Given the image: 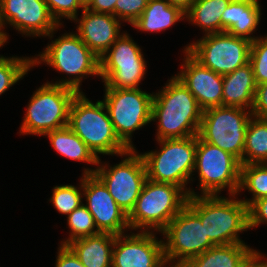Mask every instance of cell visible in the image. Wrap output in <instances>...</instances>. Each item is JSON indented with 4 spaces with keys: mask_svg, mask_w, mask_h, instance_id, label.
<instances>
[{
    "mask_svg": "<svg viewBox=\"0 0 267 267\" xmlns=\"http://www.w3.org/2000/svg\"><path fill=\"white\" fill-rule=\"evenodd\" d=\"M202 114L194 95L175 75L153 92L151 122H157L155 140L198 135Z\"/></svg>",
    "mask_w": 267,
    "mask_h": 267,
    "instance_id": "1",
    "label": "cell"
},
{
    "mask_svg": "<svg viewBox=\"0 0 267 267\" xmlns=\"http://www.w3.org/2000/svg\"><path fill=\"white\" fill-rule=\"evenodd\" d=\"M60 28L62 25L46 36L51 42L44 47L42 52L32 56L33 68L41 64L48 65L59 73L66 74L68 78H60L55 82H53L54 80L46 81L47 83L65 86L78 93H83L80 87L83 79L93 76L100 77V58L74 31L62 33L58 38H54L55 32Z\"/></svg>",
    "mask_w": 267,
    "mask_h": 267,
    "instance_id": "2",
    "label": "cell"
},
{
    "mask_svg": "<svg viewBox=\"0 0 267 267\" xmlns=\"http://www.w3.org/2000/svg\"><path fill=\"white\" fill-rule=\"evenodd\" d=\"M187 205L200 217L214 245L245 243L240 234L249 229L248 206L236 195L189 196Z\"/></svg>",
    "mask_w": 267,
    "mask_h": 267,
    "instance_id": "3",
    "label": "cell"
},
{
    "mask_svg": "<svg viewBox=\"0 0 267 267\" xmlns=\"http://www.w3.org/2000/svg\"><path fill=\"white\" fill-rule=\"evenodd\" d=\"M68 127L98 159L101 155L119 157L129 150L116 135L104 102L93 103L84 92L78 93L71 103Z\"/></svg>",
    "mask_w": 267,
    "mask_h": 267,
    "instance_id": "4",
    "label": "cell"
},
{
    "mask_svg": "<svg viewBox=\"0 0 267 267\" xmlns=\"http://www.w3.org/2000/svg\"><path fill=\"white\" fill-rule=\"evenodd\" d=\"M159 149L140 153L146 167L147 179L157 183H171L181 187L189 196H195L193 183L197 135L186 138L156 140ZM188 186V187H187Z\"/></svg>",
    "mask_w": 267,
    "mask_h": 267,
    "instance_id": "5",
    "label": "cell"
},
{
    "mask_svg": "<svg viewBox=\"0 0 267 267\" xmlns=\"http://www.w3.org/2000/svg\"><path fill=\"white\" fill-rule=\"evenodd\" d=\"M188 197L177 185L147 179L134 209L128 215L130 230L160 234L187 205Z\"/></svg>",
    "mask_w": 267,
    "mask_h": 267,
    "instance_id": "6",
    "label": "cell"
},
{
    "mask_svg": "<svg viewBox=\"0 0 267 267\" xmlns=\"http://www.w3.org/2000/svg\"><path fill=\"white\" fill-rule=\"evenodd\" d=\"M77 91L60 85L43 83L33 92L19 134L43 136L68 126L69 110Z\"/></svg>",
    "mask_w": 267,
    "mask_h": 267,
    "instance_id": "7",
    "label": "cell"
},
{
    "mask_svg": "<svg viewBox=\"0 0 267 267\" xmlns=\"http://www.w3.org/2000/svg\"><path fill=\"white\" fill-rule=\"evenodd\" d=\"M123 160L110 165L101 161L95 168H84L82 174H95L107 187L118 206L129 215L147 180L144 160L136 149L119 155ZM84 171V172H83Z\"/></svg>",
    "mask_w": 267,
    "mask_h": 267,
    "instance_id": "8",
    "label": "cell"
},
{
    "mask_svg": "<svg viewBox=\"0 0 267 267\" xmlns=\"http://www.w3.org/2000/svg\"><path fill=\"white\" fill-rule=\"evenodd\" d=\"M199 181L195 195L214 196L226 191L227 195H238L241 164L231 153L203 141L197 135V149L193 176ZM195 173V174H194Z\"/></svg>",
    "mask_w": 267,
    "mask_h": 267,
    "instance_id": "9",
    "label": "cell"
},
{
    "mask_svg": "<svg viewBox=\"0 0 267 267\" xmlns=\"http://www.w3.org/2000/svg\"><path fill=\"white\" fill-rule=\"evenodd\" d=\"M126 31L100 57V79L104 88L137 89L145 79L147 61L142 48Z\"/></svg>",
    "mask_w": 267,
    "mask_h": 267,
    "instance_id": "10",
    "label": "cell"
},
{
    "mask_svg": "<svg viewBox=\"0 0 267 267\" xmlns=\"http://www.w3.org/2000/svg\"><path fill=\"white\" fill-rule=\"evenodd\" d=\"M103 102L116 135L129 148L135 131L151 123L153 92L137 89H104Z\"/></svg>",
    "mask_w": 267,
    "mask_h": 267,
    "instance_id": "11",
    "label": "cell"
},
{
    "mask_svg": "<svg viewBox=\"0 0 267 267\" xmlns=\"http://www.w3.org/2000/svg\"><path fill=\"white\" fill-rule=\"evenodd\" d=\"M252 112L231 106H218L203 111L198 136L205 142L243 158L246 130Z\"/></svg>",
    "mask_w": 267,
    "mask_h": 267,
    "instance_id": "12",
    "label": "cell"
},
{
    "mask_svg": "<svg viewBox=\"0 0 267 267\" xmlns=\"http://www.w3.org/2000/svg\"><path fill=\"white\" fill-rule=\"evenodd\" d=\"M191 42L183 49L202 66L222 76L250 61L252 42L228 32L206 34Z\"/></svg>",
    "mask_w": 267,
    "mask_h": 267,
    "instance_id": "13",
    "label": "cell"
},
{
    "mask_svg": "<svg viewBox=\"0 0 267 267\" xmlns=\"http://www.w3.org/2000/svg\"><path fill=\"white\" fill-rule=\"evenodd\" d=\"M164 259L180 263L215 246L206 235L200 217L186 205L161 232Z\"/></svg>",
    "mask_w": 267,
    "mask_h": 267,
    "instance_id": "14",
    "label": "cell"
},
{
    "mask_svg": "<svg viewBox=\"0 0 267 267\" xmlns=\"http://www.w3.org/2000/svg\"><path fill=\"white\" fill-rule=\"evenodd\" d=\"M0 24L29 38H44L60 26L44 0H0Z\"/></svg>",
    "mask_w": 267,
    "mask_h": 267,
    "instance_id": "15",
    "label": "cell"
},
{
    "mask_svg": "<svg viewBox=\"0 0 267 267\" xmlns=\"http://www.w3.org/2000/svg\"><path fill=\"white\" fill-rule=\"evenodd\" d=\"M83 199L100 233L117 236L131 231L128 215L118 206L107 187L95 174H83Z\"/></svg>",
    "mask_w": 267,
    "mask_h": 267,
    "instance_id": "16",
    "label": "cell"
},
{
    "mask_svg": "<svg viewBox=\"0 0 267 267\" xmlns=\"http://www.w3.org/2000/svg\"><path fill=\"white\" fill-rule=\"evenodd\" d=\"M156 234L130 231L115 235L112 267H160L165 261L163 239Z\"/></svg>",
    "mask_w": 267,
    "mask_h": 267,
    "instance_id": "17",
    "label": "cell"
},
{
    "mask_svg": "<svg viewBox=\"0 0 267 267\" xmlns=\"http://www.w3.org/2000/svg\"><path fill=\"white\" fill-rule=\"evenodd\" d=\"M182 51L183 64L175 76L194 95L203 111L223 106V76L202 66L186 50Z\"/></svg>",
    "mask_w": 267,
    "mask_h": 267,
    "instance_id": "18",
    "label": "cell"
},
{
    "mask_svg": "<svg viewBox=\"0 0 267 267\" xmlns=\"http://www.w3.org/2000/svg\"><path fill=\"white\" fill-rule=\"evenodd\" d=\"M77 23L76 34L97 56L101 57L122 35V22L112 14L97 13L84 8Z\"/></svg>",
    "mask_w": 267,
    "mask_h": 267,
    "instance_id": "19",
    "label": "cell"
},
{
    "mask_svg": "<svg viewBox=\"0 0 267 267\" xmlns=\"http://www.w3.org/2000/svg\"><path fill=\"white\" fill-rule=\"evenodd\" d=\"M258 0H231L221 16L222 32L255 41L261 21V5Z\"/></svg>",
    "mask_w": 267,
    "mask_h": 267,
    "instance_id": "20",
    "label": "cell"
},
{
    "mask_svg": "<svg viewBox=\"0 0 267 267\" xmlns=\"http://www.w3.org/2000/svg\"><path fill=\"white\" fill-rule=\"evenodd\" d=\"M256 81L251 63L223 75V106L251 111L256 92Z\"/></svg>",
    "mask_w": 267,
    "mask_h": 267,
    "instance_id": "21",
    "label": "cell"
},
{
    "mask_svg": "<svg viewBox=\"0 0 267 267\" xmlns=\"http://www.w3.org/2000/svg\"><path fill=\"white\" fill-rule=\"evenodd\" d=\"M115 235L98 233L75 239L67 246L75 253L84 267H112Z\"/></svg>",
    "mask_w": 267,
    "mask_h": 267,
    "instance_id": "22",
    "label": "cell"
},
{
    "mask_svg": "<svg viewBox=\"0 0 267 267\" xmlns=\"http://www.w3.org/2000/svg\"><path fill=\"white\" fill-rule=\"evenodd\" d=\"M256 251L247 243L215 245L204 253L182 261L180 267H241Z\"/></svg>",
    "mask_w": 267,
    "mask_h": 267,
    "instance_id": "23",
    "label": "cell"
},
{
    "mask_svg": "<svg viewBox=\"0 0 267 267\" xmlns=\"http://www.w3.org/2000/svg\"><path fill=\"white\" fill-rule=\"evenodd\" d=\"M183 20L185 13L170 5L167 0H149L141 16L131 26L141 32L157 34Z\"/></svg>",
    "mask_w": 267,
    "mask_h": 267,
    "instance_id": "24",
    "label": "cell"
},
{
    "mask_svg": "<svg viewBox=\"0 0 267 267\" xmlns=\"http://www.w3.org/2000/svg\"><path fill=\"white\" fill-rule=\"evenodd\" d=\"M44 136L48 137L51 147L57 154L97 167L99 159L68 126L50 131Z\"/></svg>",
    "mask_w": 267,
    "mask_h": 267,
    "instance_id": "25",
    "label": "cell"
},
{
    "mask_svg": "<svg viewBox=\"0 0 267 267\" xmlns=\"http://www.w3.org/2000/svg\"><path fill=\"white\" fill-rule=\"evenodd\" d=\"M231 0H194L185 13V22L196 25L203 35L222 32L221 16Z\"/></svg>",
    "mask_w": 267,
    "mask_h": 267,
    "instance_id": "26",
    "label": "cell"
},
{
    "mask_svg": "<svg viewBox=\"0 0 267 267\" xmlns=\"http://www.w3.org/2000/svg\"><path fill=\"white\" fill-rule=\"evenodd\" d=\"M267 163V119L251 117L241 165Z\"/></svg>",
    "mask_w": 267,
    "mask_h": 267,
    "instance_id": "27",
    "label": "cell"
},
{
    "mask_svg": "<svg viewBox=\"0 0 267 267\" xmlns=\"http://www.w3.org/2000/svg\"><path fill=\"white\" fill-rule=\"evenodd\" d=\"M244 190V191H243ZM249 192L251 198L241 200L249 207L254 201L267 197V163L241 165L240 187L241 192Z\"/></svg>",
    "mask_w": 267,
    "mask_h": 267,
    "instance_id": "28",
    "label": "cell"
},
{
    "mask_svg": "<svg viewBox=\"0 0 267 267\" xmlns=\"http://www.w3.org/2000/svg\"><path fill=\"white\" fill-rule=\"evenodd\" d=\"M33 68L32 56H3L0 58V96L9 91Z\"/></svg>",
    "mask_w": 267,
    "mask_h": 267,
    "instance_id": "29",
    "label": "cell"
},
{
    "mask_svg": "<svg viewBox=\"0 0 267 267\" xmlns=\"http://www.w3.org/2000/svg\"><path fill=\"white\" fill-rule=\"evenodd\" d=\"M77 186L72 184L55 185L49 198L57 212L68 216L72 211L83 204V174Z\"/></svg>",
    "mask_w": 267,
    "mask_h": 267,
    "instance_id": "30",
    "label": "cell"
},
{
    "mask_svg": "<svg viewBox=\"0 0 267 267\" xmlns=\"http://www.w3.org/2000/svg\"><path fill=\"white\" fill-rule=\"evenodd\" d=\"M66 218L69 228L68 238H63L60 245H67L75 239L100 233L95 225L92 214L84 203L72 211Z\"/></svg>",
    "mask_w": 267,
    "mask_h": 267,
    "instance_id": "31",
    "label": "cell"
},
{
    "mask_svg": "<svg viewBox=\"0 0 267 267\" xmlns=\"http://www.w3.org/2000/svg\"><path fill=\"white\" fill-rule=\"evenodd\" d=\"M256 84L267 82V34L260 35L251 44L250 61Z\"/></svg>",
    "mask_w": 267,
    "mask_h": 267,
    "instance_id": "32",
    "label": "cell"
},
{
    "mask_svg": "<svg viewBox=\"0 0 267 267\" xmlns=\"http://www.w3.org/2000/svg\"><path fill=\"white\" fill-rule=\"evenodd\" d=\"M47 3L51 16L59 25H64L62 19L72 21L78 17L79 10L85 7L80 0H44ZM79 9V10H78ZM62 21V22H61Z\"/></svg>",
    "mask_w": 267,
    "mask_h": 267,
    "instance_id": "33",
    "label": "cell"
},
{
    "mask_svg": "<svg viewBox=\"0 0 267 267\" xmlns=\"http://www.w3.org/2000/svg\"><path fill=\"white\" fill-rule=\"evenodd\" d=\"M149 0H117L115 17L122 23L132 25L143 13Z\"/></svg>",
    "mask_w": 267,
    "mask_h": 267,
    "instance_id": "34",
    "label": "cell"
},
{
    "mask_svg": "<svg viewBox=\"0 0 267 267\" xmlns=\"http://www.w3.org/2000/svg\"><path fill=\"white\" fill-rule=\"evenodd\" d=\"M249 229L267 224V197L254 201L248 207Z\"/></svg>",
    "mask_w": 267,
    "mask_h": 267,
    "instance_id": "35",
    "label": "cell"
},
{
    "mask_svg": "<svg viewBox=\"0 0 267 267\" xmlns=\"http://www.w3.org/2000/svg\"><path fill=\"white\" fill-rule=\"evenodd\" d=\"M252 116L259 119H267V82L257 85Z\"/></svg>",
    "mask_w": 267,
    "mask_h": 267,
    "instance_id": "36",
    "label": "cell"
},
{
    "mask_svg": "<svg viewBox=\"0 0 267 267\" xmlns=\"http://www.w3.org/2000/svg\"><path fill=\"white\" fill-rule=\"evenodd\" d=\"M55 267H84L79 258L67 245H58Z\"/></svg>",
    "mask_w": 267,
    "mask_h": 267,
    "instance_id": "37",
    "label": "cell"
},
{
    "mask_svg": "<svg viewBox=\"0 0 267 267\" xmlns=\"http://www.w3.org/2000/svg\"><path fill=\"white\" fill-rule=\"evenodd\" d=\"M116 1L117 0H91L85 8L93 12L107 13L115 16Z\"/></svg>",
    "mask_w": 267,
    "mask_h": 267,
    "instance_id": "38",
    "label": "cell"
},
{
    "mask_svg": "<svg viewBox=\"0 0 267 267\" xmlns=\"http://www.w3.org/2000/svg\"><path fill=\"white\" fill-rule=\"evenodd\" d=\"M267 255L256 250L241 267H267Z\"/></svg>",
    "mask_w": 267,
    "mask_h": 267,
    "instance_id": "39",
    "label": "cell"
},
{
    "mask_svg": "<svg viewBox=\"0 0 267 267\" xmlns=\"http://www.w3.org/2000/svg\"><path fill=\"white\" fill-rule=\"evenodd\" d=\"M172 6L178 7L182 12L186 13L194 0H167Z\"/></svg>",
    "mask_w": 267,
    "mask_h": 267,
    "instance_id": "40",
    "label": "cell"
},
{
    "mask_svg": "<svg viewBox=\"0 0 267 267\" xmlns=\"http://www.w3.org/2000/svg\"><path fill=\"white\" fill-rule=\"evenodd\" d=\"M9 33L6 32V29L4 30V27L0 24V49L1 47L5 46L6 43H9ZM3 57V55H0V58Z\"/></svg>",
    "mask_w": 267,
    "mask_h": 267,
    "instance_id": "41",
    "label": "cell"
},
{
    "mask_svg": "<svg viewBox=\"0 0 267 267\" xmlns=\"http://www.w3.org/2000/svg\"><path fill=\"white\" fill-rule=\"evenodd\" d=\"M180 267L179 263H172V262H167V261H164L160 267Z\"/></svg>",
    "mask_w": 267,
    "mask_h": 267,
    "instance_id": "42",
    "label": "cell"
},
{
    "mask_svg": "<svg viewBox=\"0 0 267 267\" xmlns=\"http://www.w3.org/2000/svg\"><path fill=\"white\" fill-rule=\"evenodd\" d=\"M80 2L83 4L84 7H86L91 2V0H80Z\"/></svg>",
    "mask_w": 267,
    "mask_h": 267,
    "instance_id": "43",
    "label": "cell"
}]
</instances>
